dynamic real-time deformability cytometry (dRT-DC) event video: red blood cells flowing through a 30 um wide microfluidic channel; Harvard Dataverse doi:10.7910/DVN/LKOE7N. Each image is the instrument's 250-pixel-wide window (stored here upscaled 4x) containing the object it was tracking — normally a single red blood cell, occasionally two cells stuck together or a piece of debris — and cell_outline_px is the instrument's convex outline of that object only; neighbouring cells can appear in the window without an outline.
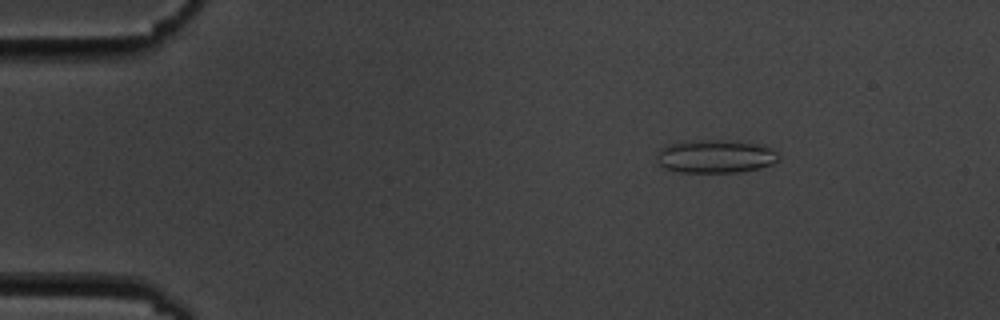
{"species": "common noctule bat (a hibernating species)", "species_latin": "Nyctalus noctula", "temperature_condition": "cold", "stored_images_in_passage": 5, "camera_frame_rate_fps": 3000, "um_per_image_px": 0.085, "animal": {"sex": "male", "body_mass_g": 19.5, "forearm_length_mm": 54.6}, "frame": {"image": 1, "passage_image": 1, "time_ms": 0.0, "image_size_px": [1000, 320], "cell_outline_px": [[776, 160], [772, 164], [760, 168], [740, 172], [680, 172], [664, 168], [656, 164], [656, 156], [660, 148], [668, 144], [696, 140], [728, 140], [764, 144], [776, 152]], "centroid_in_image_um": [60.77, 13.29], "position_along_channel_um": 24.2, "area_um2": 23.76}}
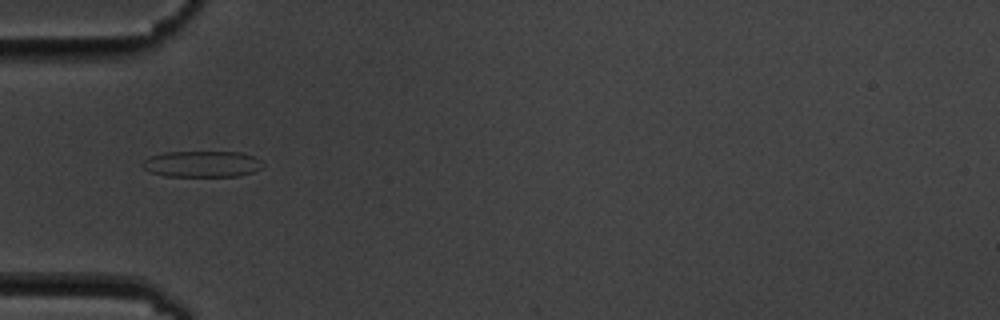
{"frame": {"image": 2, "passage_image": 4, "time_ms": 3.333, "image_size_px": [1000, 320], "cell_outline_px": [[264, 168], [252, 172], [236, 176], [164, 176], [152, 172], [144, 168], [140, 164], [148, 156], [164, 152], [240, 152], [256, 156], [264, 164]], "centroid_in_image_um": [17.19, 13.93], "position_along_channel_um": 67.8, "area_um2": 18.55}}